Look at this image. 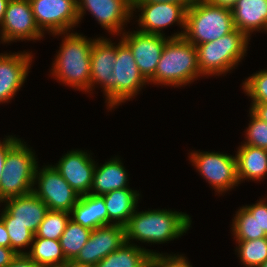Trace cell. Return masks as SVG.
Masks as SVG:
<instances>
[{
    "instance_id": "obj_1",
    "label": "cell",
    "mask_w": 267,
    "mask_h": 267,
    "mask_svg": "<svg viewBox=\"0 0 267 267\" xmlns=\"http://www.w3.org/2000/svg\"><path fill=\"white\" fill-rule=\"evenodd\" d=\"M63 35V36H62ZM62 36L60 49L52 62L51 74L55 80L74 90L90 93L91 51L95 38L77 32L53 34Z\"/></svg>"
},
{
    "instance_id": "obj_2",
    "label": "cell",
    "mask_w": 267,
    "mask_h": 267,
    "mask_svg": "<svg viewBox=\"0 0 267 267\" xmlns=\"http://www.w3.org/2000/svg\"><path fill=\"white\" fill-rule=\"evenodd\" d=\"M191 223V216L185 212L149 208L140 212L137 208L125 225L126 242L134 245L135 241L151 245L167 243L181 238Z\"/></svg>"
},
{
    "instance_id": "obj_3",
    "label": "cell",
    "mask_w": 267,
    "mask_h": 267,
    "mask_svg": "<svg viewBox=\"0 0 267 267\" xmlns=\"http://www.w3.org/2000/svg\"><path fill=\"white\" fill-rule=\"evenodd\" d=\"M204 77L198 68L196 46L184 37L169 38L149 84L185 87Z\"/></svg>"
},
{
    "instance_id": "obj_4",
    "label": "cell",
    "mask_w": 267,
    "mask_h": 267,
    "mask_svg": "<svg viewBox=\"0 0 267 267\" xmlns=\"http://www.w3.org/2000/svg\"><path fill=\"white\" fill-rule=\"evenodd\" d=\"M250 39L238 29L200 45H196L198 68L208 76H221L231 73L247 54Z\"/></svg>"
},
{
    "instance_id": "obj_5",
    "label": "cell",
    "mask_w": 267,
    "mask_h": 267,
    "mask_svg": "<svg viewBox=\"0 0 267 267\" xmlns=\"http://www.w3.org/2000/svg\"><path fill=\"white\" fill-rule=\"evenodd\" d=\"M234 29L231 8L203 1L188 6L183 37L196 46L221 38Z\"/></svg>"
},
{
    "instance_id": "obj_6",
    "label": "cell",
    "mask_w": 267,
    "mask_h": 267,
    "mask_svg": "<svg viewBox=\"0 0 267 267\" xmlns=\"http://www.w3.org/2000/svg\"><path fill=\"white\" fill-rule=\"evenodd\" d=\"M37 159L35 150L22 139L8 151L0 180V204L33 192Z\"/></svg>"
},
{
    "instance_id": "obj_7",
    "label": "cell",
    "mask_w": 267,
    "mask_h": 267,
    "mask_svg": "<svg viewBox=\"0 0 267 267\" xmlns=\"http://www.w3.org/2000/svg\"><path fill=\"white\" fill-rule=\"evenodd\" d=\"M149 82L141 74L130 48L121 40L116 44V61L110 80V92L105 96L107 109L114 110L137 96Z\"/></svg>"
},
{
    "instance_id": "obj_8",
    "label": "cell",
    "mask_w": 267,
    "mask_h": 267,
    "mask_svg": "<svg viewBox=\"0 0 267 267\" xmlns=\"http://www.w3.org/2000/svg\"><path fill=\"white\" fill-rule=\"evenodd\" d=\"M186 3L170 2H132V14L139 13L137 31L146 34L165 35L164 28L177 24L181 31L172 34L170 38L183 37L185 31ZM137 9V10H136Z\"/></svg>"
},
{
    "instance_id": "obj_9",
    "label": "cell",
    "mask_w": 267,
    "mask_h": 267,
    "mask_svg": "<svg viewBox=\"0 0 267 267\" xmlns=\"http://www.w3.org/2000/svg\"><path fill=\"white\" fill-rule=\"evenodd\" d=\"M189 153V161L200 173L199 175L212 186L215 193L217 192L216 194L223 195L239 185L234 155L197 150Z\"/></svg>"
},
{
    "instance_id": "obj_10",
    "label": "cell",
    "mask_w": 267,
    "mask_h": 267,
    "mask_svg": "<svg viewBox=\"0 0 267 267\" xmlns=\"http://www.w3.org/2000/svg\"><path fill=\"white\" fill-rule=\"evenodd\" d=\"M52 165L45 164L42 168L37 165L33 193L48 206L49 210L70 213L80 196Z\"/></svg>"
},
{
    "instance_id": "obj_11",
    "label": "cell",
    "mask_w": 267,
    "mask_h": 267,
    "mask_svg": "<svg viewBox=\"0 0 267 267\" xmlns=\"http://www.w3.org/2000/svg\"><path fill=\"white\" fill-rule=\"evenodd\" d=\"M35 22L45 35L73 31L78 26V0H29Z\"/></svg>"
},
{
    "instance_id": "obj_12",
    "label": "cell",
    "mask_w": 267,
    "mask_h": 267,
    "mask_svg": "<svg viewBox=\"0 0 267 267\" xmlns=\"http://www.w3.org/2000/svg\"><path fill=\"white\" fill-rule=\"evenodd\" d=\"M77 11L79 23L86 11L90 12L97 23L114 37L120 36L134 17L132 0H78Z\"/></svg>"
},
{
    "instance_id": "obj_13",
    "label": "cell",
    "mask_w": 267,
    "mask_h": 267,
    "mask_svg": "<svg viewBox=\"0 0 267 267\" xmlns=\"http://www.w3.org/2000/svg\"><path fill=\"white\" fill-rule=\"evenodd\" d=\"M29 0H9L0 25V43L43 39Z\"/></svg>"
},
{
    "instance_id": "obj_14",
    "label": "cell",
    "mask_w": 267,
    "mask_h": 267,
    "mask_svg": "<svg viewBox=\"0 0 267 267\" xmlns=\"http://www.w3.org/2000/svg\"><path fill=\"white\" fill-rule=\"evenodd\" d=\"M120 36L130 48L141 74L149 81L155 74L165 43L170 36L146 34L137 30L124 31Z\"/></svg>"
},
{
    "instance_id": "obj_15",
    "label": "cell",
    "mask_w": 267,
    "mask_h": 267,
    "mask_svg": "<svg viewBox=\"0 0 267 267\" xmlns=\"http://www.w3.org/2000/svg\"><path fill=\"white\" fill-rule=\"evenodd\" d=\"M125 242V226L110 224L95 228L73 262L79 265L96 266Z\"/></svg>"
},
{
    "instance_id": "obj_16",
    "label": "cell",
    "mask_w": 267,
    "mask_h": 267,
    "mask_svg": "<svg viewBox=\"0 0 267 267\" xmlns=\"http://www.w3.org/2000/svg\"><path fill=\"white\" fill-rule=\"evenodd\" d=\"M73 149L63 155L54 167L79 196L90 194L96 167L92 153Z\"/></svg>"
},
{
    "instance_id": "obj_17",
    "label": "cell",
    "mask_w": 267,
    "mask_h": 267,
    "mask_svg": "<svg viewBox=\"0 0 267 267\" xmlns=\"http://www.w3.org/2000/svg\"><path fill=\"white\" fill-rule=\"evenodd\" d=\"M33 56L32 51L0 53V104L10 103L23 87Z\"/></svg>"
},
{
    "instance_id": "obj_18",
    "label": "cell",
    "mask_w": 267,
    "mask_h": 267,
    "mask_svg": "<svg viewBox=\"0 0 267 267\" xmlns=\"http://www.w3.org/2000/svg\"><path fill=\"white\" fill-rule=\"evenodd\" d=\"M2 203L4 207L0 211V219L4 223L24 225L34 235L49 211L48 206L33 192L7 199Z\"/></svg>"
},
{
    "instance_id": "obj_19",
    "label": "cell",
    "mask_w": 267,
    "mask_h": 267,
    "mask_svg": "<svg viewBox=\"0 0 267 267\" xmlns=\"http://www.w3.org/2000/svg\"><path fill=\"white\" fill-rule=\"evenodd\" d=\"M115 61L116 43L107 37L96 38L93 42L90 60V94L97 85L102 88L104 97L110 92V80Z\"/></svg>"
},
{
    "instance_id": "obj_20",
    "label": "cell",
    "mask_w": 267,
    "mask_h": 267,
    "mask_svg": "<svg viewBox=\"0 0 267 267\" xmlns=\"http://www.w3.org/2000/svg\"><path fill=\"white\" fill-rule=\"evenodd\" d=\"M235 28L249 39L254 32H267V0H238L231 8Z\"/></svg>"
},
{
    "instance_id": "obj_21",
    "label": "cell",
    "mask_w": 267,
    "mask_h": 267,
    "mask_svg": "<svg viewBox=\"0 0 267 267\" xmlns=\"http://www.w3.org/2000/svg\"><path fill=\"white\" fill-rule=\"evenodd\" d=\"M120 157H111L101 166L96 163L90 194L102 196L110 191L130 188L129 174Z\"/></svg>"
},
{
    "instance_id": "obj_22",
    "label": "cell",
    "mask_w": 267,
    "mask_h": 267,
    "mask_svg": "<svg viewBox=\"0 0 267 267\" xmlns=\"http://www.w3.org/2000/svg\"><path fill=\"white\" fill-rule=\"evenodd\" d=\"M235 157L239 184L245 180L264 181L267 176V149L241 144Z\"/></svg>"
},
{
    "instance_id": "obj_23",
    "label": "cell",
    "mask_w": 267,
    "mask_h": 267,
    "mask_svg": "<svg viewBox=\"0 0 267 267\" xmlns=\"http://www.w3.org/2000/svg\"><path fill=\"white\" fill-rule=\"evenodd\" d=\"M108 213V225L125 226L137 209L139 191L132 188H122L102 195Z\"/></svg>"
},
{
    "instance_id": "obj_24",
    "label": "cell",
    "mask_w": 267,
    "mask_h": 267,
    "mask_svg": "<svg viewBox=\"0 0 267 267\" xmlns=\"http://www.w3.org/2000/svg\"><path fill=\"white\" fill-rule=\"evenodd\" d=\"M70 219L90 230L108 225V213L103 197L93 194L80 196L70 211Z\"/></svg>"
},
{
    "instance_id": "obj_25",
    "label": "cell",
    "mask_w": 267,
    "mask_h": 267,
    "mask_svg": "<svg viewBox=\"0 0 267 267\" xmlns=\"http://www.w3.org/2000/svg\"><path fill=\"white\" fill-rule=\"evenodd\" d=\"M137 245L125 242L95 267H149L150 256L156 251Z\"/></svg>"
},
{
    "instance_id": "obj_26",
    "label": "cell",
    "mask_w": 267,
    "mask_h": 267,
    "mask_svg": "<svg viewBox=\"0 0 267 267\" xmlns=\"http://www.w3.org/2000/svg\"><path fill=\"white\" fill-rule=\"evenodd\" d=\"M26 255L39 266L64 264L68 261L63 253L60 240L45 239L34 235Z\"/></svg>"
},
{
    "instance_id": "obj_27",
    "label": "cell",
    "mask_w": 267,
    "mask_h": 267,
    "mask_svg": "<svg viewBox=\"0 0 267 267\" xmlns=\"http://www.w3.org/2000/svg\"><path fill=\"white\" fill-rule=\"evenodd\" d=\"M90 229L69 220L60 238V244L67 261H73L87 243L91 234Z\"/></svg>"
},
{
    "instance_id": "obj_28",
    "label": "cell",
    "mask_w": 267,
    "mask_h": 267,
    "mask_svg": "<svg viewBox=\"0 0 267 267\" xmlns=\"http://www.w3.org/2000/svg\"><path fill=\"white\" fill-rule=\"evenodd\" d=\"M235 241L236 255L244 267H260L267 260V237Z\"/></svg>"
},
{
    "instance_id": "obj_29",
    "label": "cell",
    "mask_w": 267,
    "mask_h": 267,
    "mask_svg": "<svg viewBox=\"0 0 267 267\" xmlns=\"http://www.w3.org/2000/svg\"><path fill=\"white\" fill-rule=\"evenodd\" d=\"M235 213L230 228L234 240H255L267 237V235H258L257 220L244 206L238 208Z\"/></svg>"
},
{
    "instance_id": "obj_30",
    "label": "cell",
    "mask_w": 267,
    "mask_h": 267,
    "mask_svg": "<svg viewBox=\"0 0 267 267\" xmlns=\"http://www.w3.org/2000/svg\"><path fill=\"white\" fill-rule=\"evenodd\" d=\"M69 220L70 213L49 210L35 235L45 239L60 240Z\"/></svg>"
},
{
    "instance_id": "obj_31",
    "label": "cell",
    "mask_w": 267,
    "mask_h": 267,
    "mask_svg": "<svg viewBox=\"0 0 267 267\" xmlns=\"http://www.w3.org/2000/svg\"><path fill=\"white\" fill-rule=\"evenodd\" d=\"M245 94L251 103H267V69L255 72L242 83Z\"/></svg>"
},
{
    "instance_id": "obj_32",
    "label": "cell",
    "mask_w": 267,
    "mask_h": 267,
    "mask_svg": "<svg viewBox=\"0 0 267 267\" xmlns=\"http://www.w3.org/2000/svg\"><path fill=\"white\" fill-rule=\"evenodd\" d=\"M249 114L250 121L242 144L267 149V122L259 119L250 110Z\"/></svg>"
},
{
    "instance_id": "obj_33",
    "label": "cell",
    "mask_w": 267,
    "mask_h": 267,
    "mask_svg": "<svg viewBox=\"0 0 267 267\" xmlns=\"http://www.w3.org/2000/svg\"><path fill=\"white\" fill-rule=\"evenodd\" d=\"M4 225L8 231L11 249H13L17 254H26L24 248H29V246L31 247L34 234L24 225L11 223H4Z\"/></svg>"
},
{
    "instance_id": "obj_34",
    "label": "cell",
    "mask_w": 267,
    "mask_h": 267,
    "mask_svg": "<svg viewBox=\"0 0 267 267\" xmlns=\"http://www.w3.org/2000/svg\"><path fill=\"white\" fill-rule=\"evenodd\" d=\"M149 267H193L184 254L156 252L150 256Z\"/></svg>"
},
{
    "instance_id": "obj_35",
    "label": "cell",
    "mask_w": 267,
    "mask_h": 267,
    "mask_svg": "<svg viewBox=\"0 0 267 267\" xmlns=\"http://www.w3.org/2000/svg\"><path fill=\"white\" fill-rule=\"evenodd\" d=\"M267 199L261 198L255 204L245 205L244 207L257 220L258 235H267Z\"/></svg>"
},
{
    "instance_id": "obj_36",
    "label": "cell",
    "mask_w": 267,
    "mask_h": 267,
    "mask_svg": "<svg viewBox=\"0 0 267 267\" xmlns=\"http://www.w3.org/2000/svg\"><path fill=\"white\" fill-rule=\"evenodd\" d=\"M20 140L15 135H8L0 140V180L4 170L5 159L8 151Z\"/></svg>"
},
{
    "instance_id": "obj_37",
    "label": "cell",
    "mask_w": 267,
    "mask_h": 267,
    "mask_svg": "<svg viewBox=\"0 0 267 267\" xmlns=\"http://www.w3.org/2000/svg\"><path fill=\"white\" fill-rule=\"evenodd\" d=\"M6 267H40L34 260H31L26 254H18L14 260Z\"/></svg>"
},
{
    "instance_id": "obj_38",
    "label": "cell",
    "mask_w": 267,
    "mask_h": 267,
    "mask_svg": "<svg viewBox=\"0 0 267 267\" xmlns=\"http://www.w3.org/2000/svg\"><path fill=\"white\" fill-rule=\"evenodd\" d=\"M17 255L13 249L0 246V267H6Z\"/></svg>"
},
{
    "instance_id": "obj_39",
    "label": "cell",
    "mask_w": 267,
    "mask_h": 267,
    "mask_svg": "<svg viewBox=\"0 0 267 267\" xmlns=\"http://www.w3.org/2000/svg\"><path fill=\"white\" fill-rule=\"evenodd\" d=\"M250 111L259 119L267 122V103H251Z\"/></svg>"
},
{
    "instance_id": "obj_40",
    "label": "cell",
    "mask_w": 267,
    "mask_h": 267,
    "mask_svg": "<svg viewBox=\"0 0 267 267\" xmlns=\"http://www.w3.org/2000/svg\"><path fill=\"white\" fill-rule=\"evenodd\" d=\"M0 246L11 248L10 238L4 222L0 219Z\"/></svg>"
},
{
    "instance_id": "obj_41",
    "label": "cell",
    "mask_w": 267,
    "mask_h": 267,
    "mask_svg": "<svg viewBox=\"0 0 267 267\" xmlns=\"http://www.w3.org/2000/svg\"><path fill=\"white\" fill-rule=\"evenodd\" d=\"M207 1L217 6H224V7L232 8V6L238 0H207Z\"/></svg>"
},
{
    "instance_id": "obj_42",
    "label": "cell",
    "mask_w": 267,
    "mask_h": 267,
    "mask_svg": "<svg viewBox=\"0 0 267 267\" xmlns=\"http://www.w3.org/2000/svg\"><path fill=\"white\" fill-rule=\"evenodd\" d=\"M8 1L9 0H0V25H1V22L4 18V14H5V11H6V7H7V4H8Z\"/></svg>"
},
{
    "instance_id": "obj_43",
    "label": "cell",
    "mask_w": 267,
    "mask_h": 267,
    "mask_svg": "<svg viewBox=\"0 0 267 267\" xmlns=\"http://www.w3.org/2000/svg\"><path fill=\"white\" fill-rule=\"evenodd\" d=\"M132 2H170V3H185L183 0H132Z\"/></svg>"
},
{
    "instance_id": "obj_44",
    "label": "cell",
    "mask_w": 267,
    "mask_h": 267,
    "mask_svg": "<svg viewBox=\"0 0 267 267\" xmlns=\"http://www.w3.org/2000/svg\"><path fill=\"white\" fill-rule=\"evenodd\" d=\"M67 267H95V266L79 265V264L74 263L73 261H68Z\"/></svg>"
},
{
    "instance_id": "obj_45",
    "label": "cell",
    "mask_w": 267,
    "mask_h": 267,
    "mask_svg": "<svg viewBox=\"0 0 267 267\" xmlns=\"http://www.w3.org/2000/svg\"><path fill=\"white\" fill-rule=\"evenodd\" d=\"M188 6L196 3H200L207 0H183Z\"/></svg>"
},
{
    "instance_id": "obj_46",
    "label": "cell",
    "mask_w": 267,
    "mask_h": 267,
    "mask_svg": "<svg viewBox=\"0 0 267 267\" xmlns=\"http://www.w3.org/2000/svg\"><path fill=\"white\" fill-rule=\"evenodd\" d=\"M40 267H67V263L58 264V265L40 266Z\"/></svg>"
},
{
    "instance_id": "obj_47",
    "label": "cell",
    "mask_w": 267,
    "mask_h": 267,
    "mask_svg": "<svg viewBox=\"0 0 267 267\" xmlns=\"http://www.w3.org/2000/svg\"><path fill=\"white\" fill-rule=\"evenodd\" d=\"M260 267H267V260Z\"/></svg>"
}]
</instances>
